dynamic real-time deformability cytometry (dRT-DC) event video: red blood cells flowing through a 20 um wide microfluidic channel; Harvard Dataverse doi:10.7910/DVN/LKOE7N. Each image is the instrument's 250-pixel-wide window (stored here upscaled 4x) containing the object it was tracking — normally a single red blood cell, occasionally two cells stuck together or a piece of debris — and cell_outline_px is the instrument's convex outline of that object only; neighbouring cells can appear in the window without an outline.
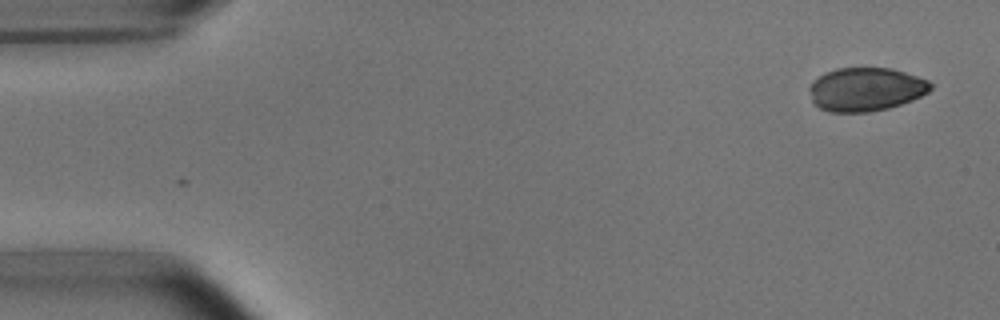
{"species": "common noctule bat (a hibernating species)", "species_latin": "Nyctalus noctula", "temperature_condition": "room temperature", "stored_images_in_passage": 6, "camera_frame_rate_fps": 3000, "um_per_image_px": 0.085, "animal": {"sex": "male", "body_mass_g": 15.6}, "frame": {"image": 1, "passage_image": 1, "time_ms": 0.0, "image_size_px": [1000, 320], "cell_outline_px": [[932, 88], [928, 92], [912, 100], [888, 108], [868, 112], [828, 112], [820, 108], [812, 100], [808, 88], [812, 80], [824, 72], [836, 68], [892, 68], [928, 80], [932, 84]], "centroid_in_image_um": [73.56, 7.58], "position_along_channel_um": 11.4, "area_um2": 30.87}}
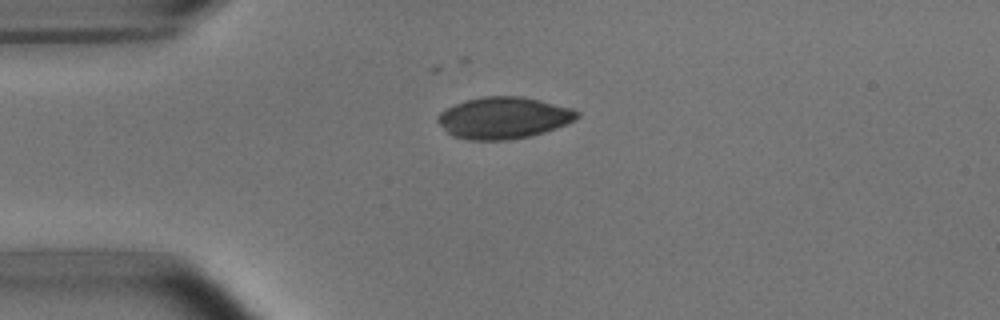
{"frame": {"image": 2, "passage_image": 4, "time_ms": 1.0, "image_size_px": [1000, 320], "cell_outline_px": [[580, 116], [556, 128], [544, 132], [528, 136], [508, 140], [468, 140], [452, 136], [436, 120], [436, 116], [440, 112], [456, 104], [468, 100], [484, 96], [520, 96], [572, 108], [580, 112]], "centroid_in_image_um": [42.78, 10.02], "position_along_channel_um": 42.2, "area_um2": 33.47}}